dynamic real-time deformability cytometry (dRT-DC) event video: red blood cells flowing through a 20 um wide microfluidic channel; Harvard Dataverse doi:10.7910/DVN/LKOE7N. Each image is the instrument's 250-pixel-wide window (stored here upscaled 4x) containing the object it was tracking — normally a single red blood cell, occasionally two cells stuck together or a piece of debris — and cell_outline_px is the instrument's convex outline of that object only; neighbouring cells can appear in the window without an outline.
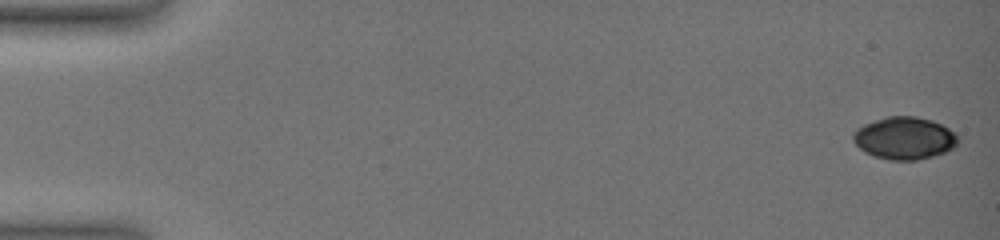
{"species": "common noctule bat (a hibernating species)", "species_latin": "Nyctalus noctula", "temperature_condition": "warm", "stored_images_in_passage": 12, "camera_frame_rate_fps": 3000, "um_per_image_px": 0.085, "animal": {"sex": "female", "body_mass_g": 19.0, "forearm_length_mm": 51.5}, "frame": {"image": 1, "passage_image": 1, "time_ms": 0.0, "image_size_px": [1000, 240], "cell_outline_px": [[956, 144], [952, 148], [944, 152], [932, 156], [916, 160], [888, 160], [864, 152], [852, 140], [852, 136], [864, 124], [888, 116], [916, 116], [932, 120], [948, 128], [956, 136]], "centroid_in_image_um": [76.86, 11.74], "position_along_channel_um": 8.1, "area_um2": 25.43}}
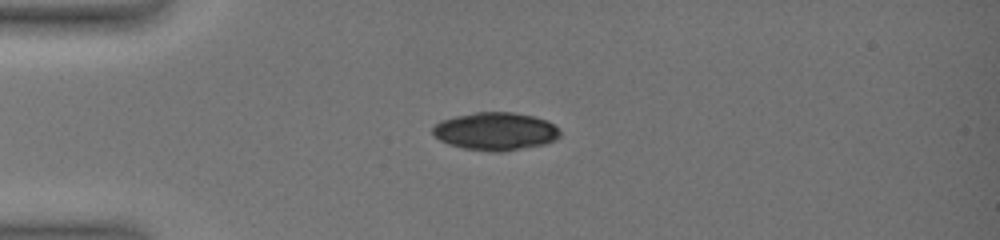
{"frame": {"image": 2, "passage_image": 9, "time_ms": 4.333, "image_size_px": [1000, 240], "cell_outline_px": [[560, 136], [556, 140], [544, 144], [504, 152], [492, 152], [464, 148], [448, 144], [440, 140], [432, 132], [432, 128], [440, 120], [456, 116], [476, 112], [512, 112], [532, 116], [548, 120], [560, 128]], "centroid_in_image_um": [42.15, 11.16], "position_along_channel_um": 42.9, "area_um2": 28.26}}
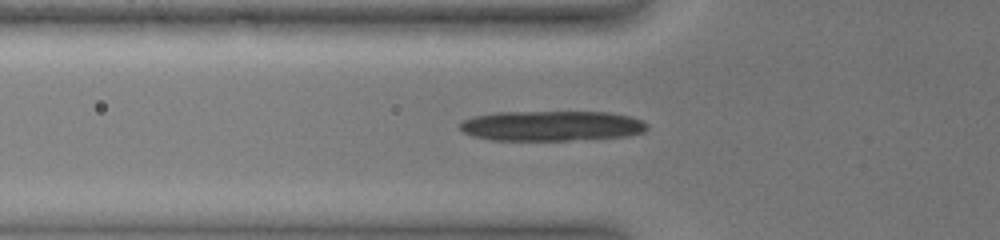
{"frame": {"image": 3, "passage_image": 12, "time_ms": 6.0, "image_size_px": [1000, 240], "cell_outline_px": [[648, 128], [644, 132], [628, 136], [568, 140], [488, 140], [472, 136], [464, 132], [460, 128], [460, 124], [464, 120], [472, 116], [496, 112], [608, 112], [628, 116], [640, 120], [648, 124]], "centroid_in_image_um": [46.86, 10.7], "position_along_channel_um": 78.9, "area_um2": 32.95}}